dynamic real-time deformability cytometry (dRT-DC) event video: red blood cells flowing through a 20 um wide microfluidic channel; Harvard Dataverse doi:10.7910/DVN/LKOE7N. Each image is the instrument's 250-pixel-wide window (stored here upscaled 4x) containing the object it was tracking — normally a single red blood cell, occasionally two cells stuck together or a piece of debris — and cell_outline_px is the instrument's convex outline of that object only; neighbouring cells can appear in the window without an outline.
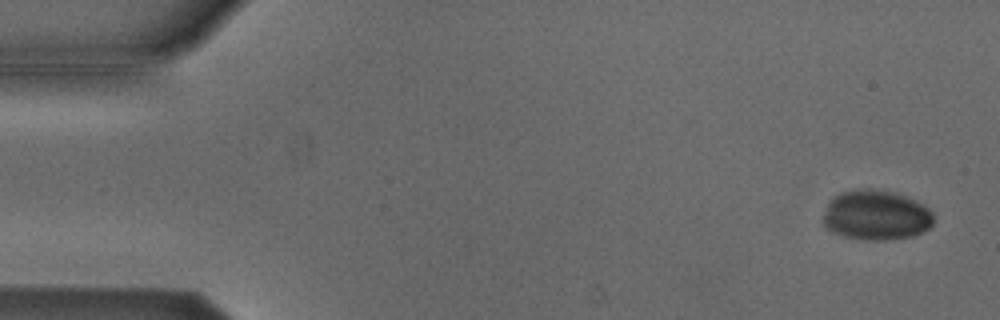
{"species": "Egyptian fruit bat (a non-hibernating species)", "species_latin": "Rousettus aegyptiacus", "temperature_condition": "cold", "stored_images_in_passage": 47, "camera_frame_rate_fps": 3000, "um_per_image_px": 0.085, "animal": {"sex": "male"}, "frame": {"image": 1, "passage_image": 3, "time_ms": 0.667, "image_size_px": [1000, 320], "cell_outline_px": [[932, 224], [924, 232], [912, 236], [884, 240], [868, 240], [844, 236], [832, 232], [824, 224], [824, 216], [828, 204], [832, 196], [840, 192], [868, 188], [892, 192], [916, 200], [928, 208], [932, 212]], "centroid_in_image_um": [74.47, 18.29], "position_along_channel_um": 10.5, "area_um2": 31.91}}
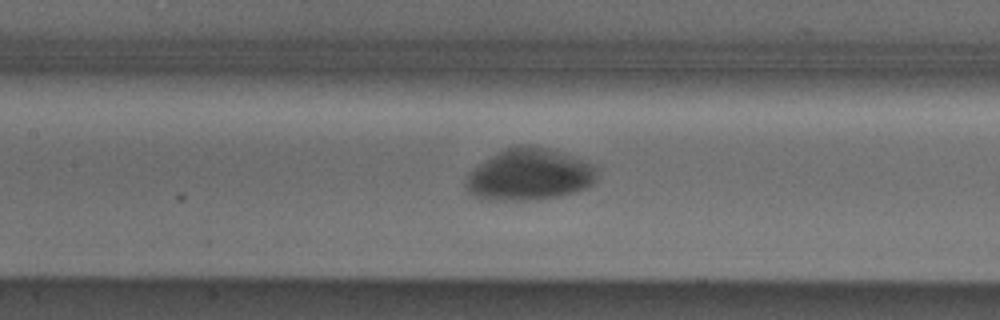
{"frame": {"image": 2, "passage_image": 25, "time_ms": 8.0, "image_size_px": [1000, 320], "cell_outline_px": [[596, 180], [588, 188], [560, 196], [528, 200], [488, 200], [476, 196], [464, 184], [464, 180], [468, 172], [472, 168], [504, 148], [520, 144], [528, 144], [544, 148], [580, 160], [596, 168]], "centroid_in_image_um": [44.94, 14.85], "position_along_channel_um": 162.5, "area_um2": 39.07}}
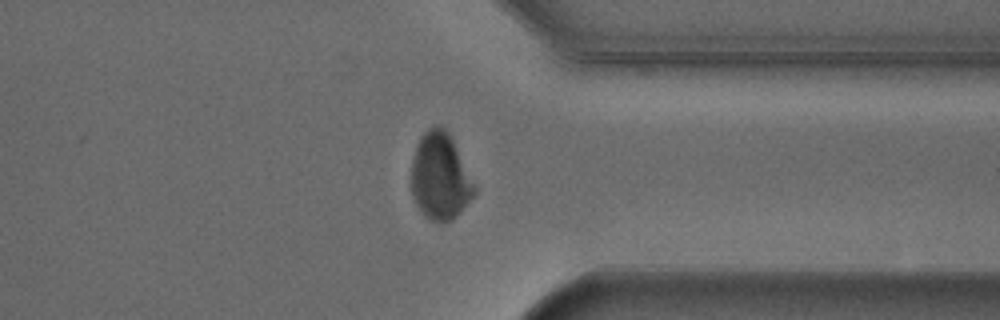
{"frame": {"image": 3, "passage_image": 42, "time_ms": 13.667, "image_size_px": [1000, 320], "cell_outline_px": [[476, 192], [460, 212], [452, 220], [444, 224], [440, 224], [428, 220], [424, 216], [416, 204], [412, 196], [412, 160], [420, 136], [428, 128], [436, 124], [440, 124], [448, 132], [476, 188]], "centroid_in_image_um": [37.39, 15.04], "position_along_channel_um": 374.0, "area_um2": 31.79}}